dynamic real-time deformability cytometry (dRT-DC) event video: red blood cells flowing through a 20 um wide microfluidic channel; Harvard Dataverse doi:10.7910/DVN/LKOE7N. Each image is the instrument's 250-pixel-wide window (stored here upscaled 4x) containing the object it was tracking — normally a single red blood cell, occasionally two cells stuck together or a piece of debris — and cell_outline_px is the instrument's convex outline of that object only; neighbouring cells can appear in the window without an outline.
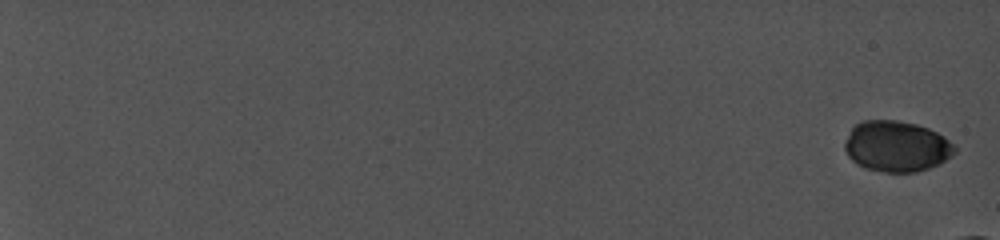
{"species": "common noctule bat (a hibernating species)", "species_latin": "Nyctalus noctula", "temperature_condition": "cold", "stored_images_in_passage": 19, "camera_frame_rate_fps": 5000, "um_per_image_px": 0.085, "animal": {"sex": "female", "body_mass_g": 19.0, "forearm_length_mm": 56.7}, "frame": {"image": 1, "passage_image": 1, "time_ms": 0.0, "image_size_px": [1000, 240], "cell_outline_px": [[956, 152], [952, 156], [940, 164], [916, 172], [884, 172], [864, 168], [856, 164], [848, 156], [844, 148], [844, 140], [852, 128], [856, 124], [864, 120], [896, 120], [916, 124], [928, 128], [944, 136], [956, 148]], "centroid_in_image_um": [76.19, 12.44], "position_along_channel_um": 8.8, "area_um2": 32.71}}